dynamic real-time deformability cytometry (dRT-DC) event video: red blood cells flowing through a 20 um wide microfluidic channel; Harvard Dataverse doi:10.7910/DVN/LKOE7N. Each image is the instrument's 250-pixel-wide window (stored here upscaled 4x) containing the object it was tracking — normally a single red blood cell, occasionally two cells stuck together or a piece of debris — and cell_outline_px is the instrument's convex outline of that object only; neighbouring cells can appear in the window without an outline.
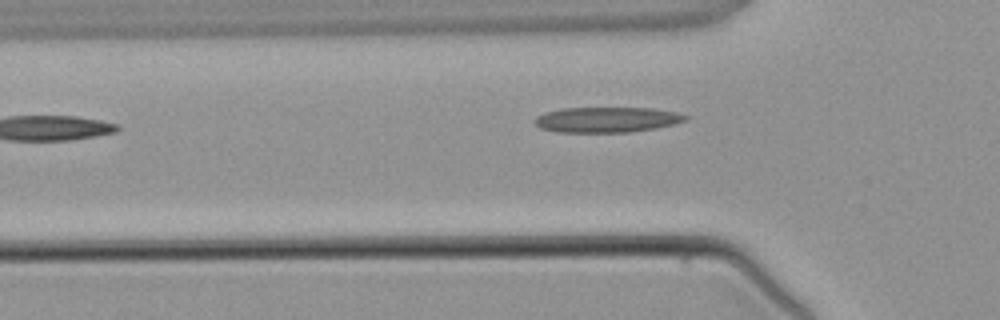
{"species": "common noctule bat (a hibernating species)", "species_latin": "Nyctalus noctula", "temperature_condition": "warm", "stored_images_in_passage": 3, "camera_frame_rate_fps": 3000, "um_per_image_px": 0.085, "animal": {"sex": "male", "body_mass_g": 21.5, "forearm_length_mm": 52.0}, "frame": {"image": 1, "passage_image": 3, "time_ms": 2.667, "image_size_px": [1000, 320], "cell_outline_px": [[688, 120], [656, 128], [628, 132], [556, 132], [540, 128], [532, 120], [536, 116], [544, 112], [560, 108], [652, 108], [676, 112], [688, 116]], "centroid_in_image_um": [51.54, 10.17], "position_along_channel_um": 74.3, "area_um2": 22.37}}